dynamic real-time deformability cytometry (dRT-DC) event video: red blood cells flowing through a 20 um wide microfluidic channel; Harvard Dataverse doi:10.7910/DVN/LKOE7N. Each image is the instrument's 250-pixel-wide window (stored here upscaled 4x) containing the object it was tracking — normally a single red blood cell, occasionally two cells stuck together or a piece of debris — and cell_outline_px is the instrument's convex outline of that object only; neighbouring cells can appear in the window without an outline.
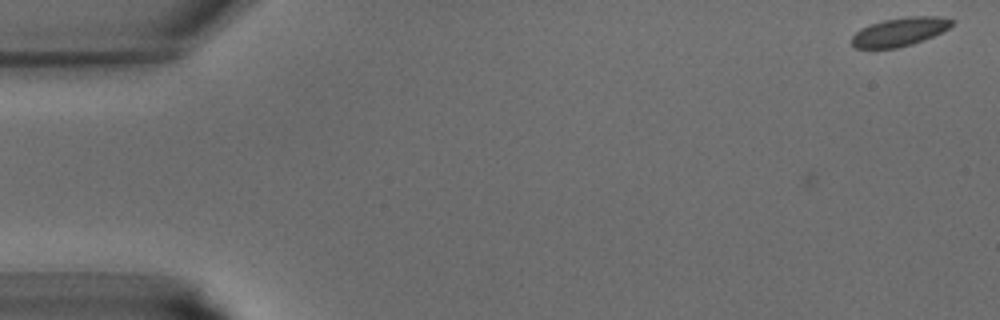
{"species": "common noctule bat (a hibernating species)", "species_latin": "Nyctalus noctula", "temperature_condition": "warm", "stored_images_in_passage": 3, "camera_frame_rate_fps": 3000, "um_per_image_px": 0.085, "animal": {"sex": "male", "body_mass_g": 15.6}, "frame": {"image": 1, "passage_image": 3, "time_ms": 0.667, "image_size_px": [1000, 320], "cell_outline_px": [[956, 20], [948, 28], [924, 40], [912, 44], [896, 48], [856, 48], [852, 44], [852, 36], [860, 28], [884, 20], [908, 16], [936, 16]], "centroid_in_image_um": [76.47, 2.7], "position_along_channel_um": 8.5, "area_um2": 16.47}}